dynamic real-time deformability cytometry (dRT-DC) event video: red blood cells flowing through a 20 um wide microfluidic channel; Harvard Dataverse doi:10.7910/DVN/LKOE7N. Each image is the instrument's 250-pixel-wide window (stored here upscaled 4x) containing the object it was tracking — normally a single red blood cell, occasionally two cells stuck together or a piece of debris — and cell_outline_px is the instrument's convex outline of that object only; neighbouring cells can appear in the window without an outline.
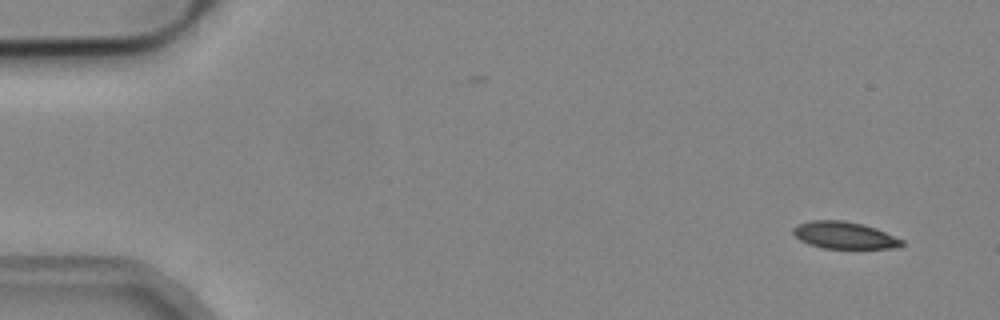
{"species": "common noctule bat (a hibernating species)", "species_latin": "Nyctalus noctula", "temperature_condition": "cold", "stored_images_in_passage": 5, "camera_frame_rate_fps": 3000, "um_per_image_px": 0.085, "animal": {"sex": "male", "body_mass_g": 19.2, "forearm_length_mm": 51.8}, "frame": {"image": 1, "passage_image": 1, "time_ms": 0.0, "image_size_px": [1000, 320], "cell_outline_px": [[904, 244], [896, 248], [824, 248], [808, 244], [800, 240], [792, 232], [792, 228], [796, 224], [812, 220], [844, 220], [876, 228], [904, 240]], "centroid_in_image_um": [71.75, 19.99], "position_along_channel_um": 13.3, "area_um2": 17.11}}
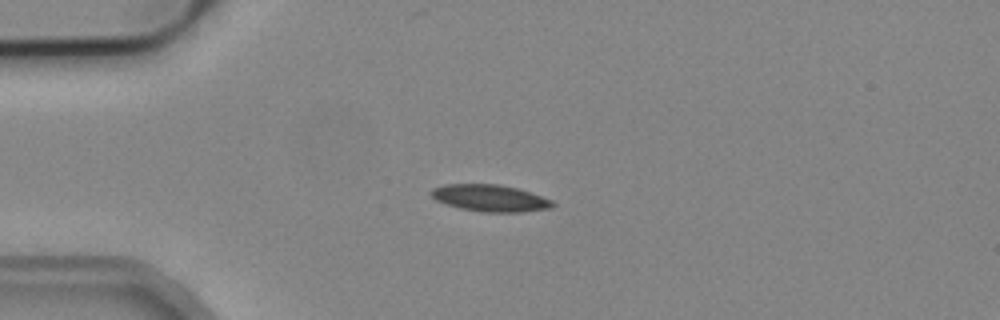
{"frame": {"image": 2, "passage_image": 3, "time_ms": 0.667, "image_size_px": [1000, 320], "cell_outline_px": [[556, 204], [552, 208], [520, 212], [484, 212], [460, 208], [444, 204], [436, 200], [428, 192], [432, 188], [444, 184], [496, 184], [516, 188], [552, 200]], "centroid_in_image_um": [41.61, 16.84], "position_along_channel_um": 43.4, "area_um2": 18.96}}